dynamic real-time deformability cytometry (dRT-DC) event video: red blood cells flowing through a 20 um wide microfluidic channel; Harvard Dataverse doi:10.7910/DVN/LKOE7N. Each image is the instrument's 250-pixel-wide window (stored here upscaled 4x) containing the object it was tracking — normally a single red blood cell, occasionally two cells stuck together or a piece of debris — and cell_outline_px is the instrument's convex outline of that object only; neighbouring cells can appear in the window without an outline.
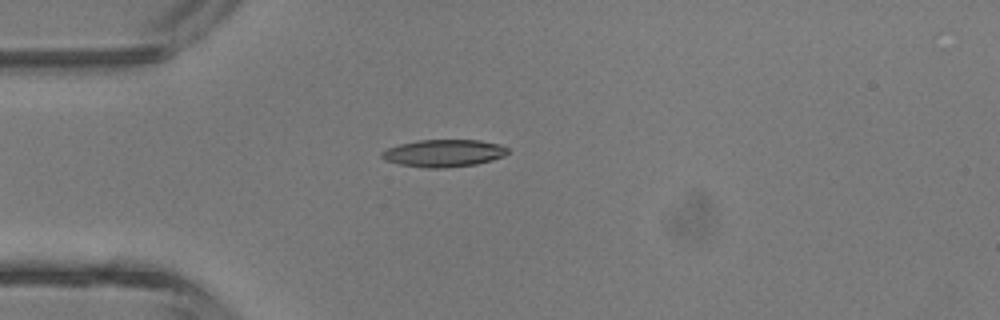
{"species": "common noctule bat (a hibernating species)", "species_latin": "Nyctalus noctula", "temperature_condition": "room temperature", "stored_images_in_passage": 33, "camera_frame_rate_fps": 3000, "um_per_image_px": 0.085, "animal": {"sex": "male", "body_mass_g": 13.3}, "frame": {"image": 1, "passage_image": 1, "time_ms": 0.0, "image_size_px": [1000, 320], "cell_outline_px": [[508, 152], [504, 156], [492, 160], [476, 164], [444, 168], [428, 168], [400, 164], [384, 160], [380, 156], [380, 152], [388, 148], [400, 144], [416, 140], [480, 140], [500, 144], [508, 148]], "centroid_in_image_um": [37.71, 13.01], "position_along_channel_um": 47.3, "area_um2": 20.11}}
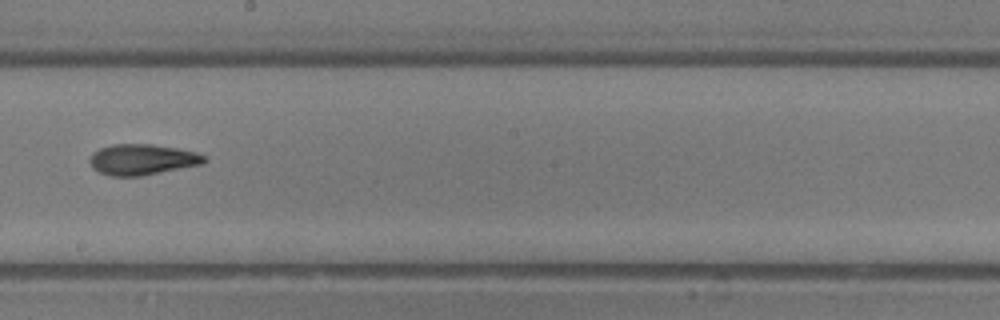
{"frame": {"image": 2, "passage_image": 14, "time_ms": 4.333, "image_size_px": [1000, 320], "cell_outline_px": [[208, 160], [204, 164], [140, 176], [108, 176], [92, 168], [88, 160], [92, 152], [100, 148], [112, 144], [152, 144], [176, 148], [196, 152], [204, 156]], "centroid_in_image_um": [12.07, 13.56], "position_along_channel_um": 236.1, "area_um2": 20.69}}
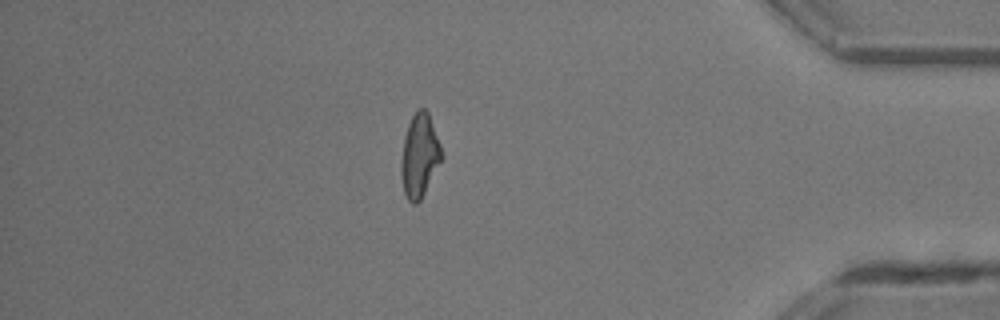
{"frame": {"image": 3, "passage_image": 27, "time_ms": 8.667, "image_size_px": [1000, 320], "cell_outline_px": [[444, 156], [420, 200], [416, 204], [412, 204], [408, 200], [404, 192], [400, 176], [400, 160], [404, 136], [408, 124], [416, 108], [424, 108], [428, 112], [440, 144]], "centroid_in_image_um": [35.64, 13.22], "position_along_channel_um": 399.6, "area_um2": 19.83}, "authors_computed_cell_mechanics": {"area_um2": 19.941, "velocity_mm_per_s": 4.6982, "shape_relaxation_time_tau1_ms": 6.0405, "shape_relaxation_time_tau2_ms": 3.6779, "deformation_change_tau1": 0.1973, "deformation_change_tau2": 0.1401}}